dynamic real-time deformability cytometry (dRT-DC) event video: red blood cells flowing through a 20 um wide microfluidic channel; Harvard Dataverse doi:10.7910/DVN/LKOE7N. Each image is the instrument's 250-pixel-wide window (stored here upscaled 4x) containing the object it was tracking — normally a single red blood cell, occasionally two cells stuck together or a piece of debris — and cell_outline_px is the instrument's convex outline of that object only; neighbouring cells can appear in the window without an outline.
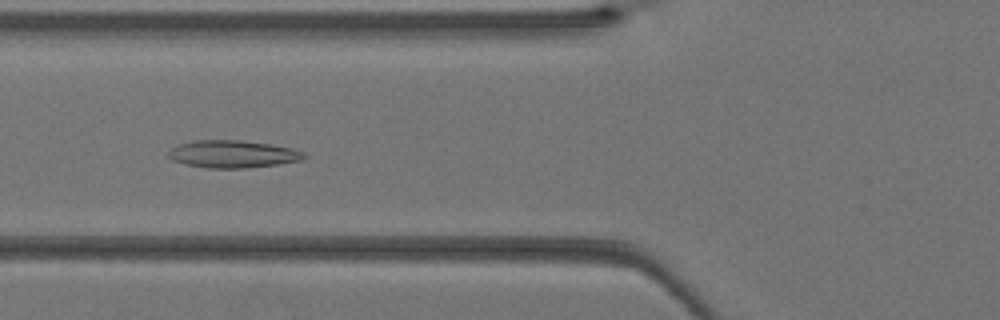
{"species": "Egyptian fruit bat (a non-hibernating species)", "species_latin": "Rousettus aegyptiacus", "temperature_condition": "warm", "stored_images_in_passage": 42, "segment_of_instrument_passage": [1, 2], "camera_frame_rate_fps": 3000, "um_per_image_px": 0.085, "animal": {"sex": "female"}, "frame": {"image": 1, "passage_image": 16, "time_ms": 5.0, "image_size_px": [1000, 320], "cell_outline_px": [[308, 156], [300, 160], [276, 164], [248, 168], [208, 168], [184, 164], [172, 160], [164, 156], [172, 148], [180, 144], [196, 140], [240, 140], [268, 144], [292, 148], [304, 152]], "centroid_in_image_um": [19.74, 13.1], "position_along_channel_um": 106.1, "area_um2": 21.68}}
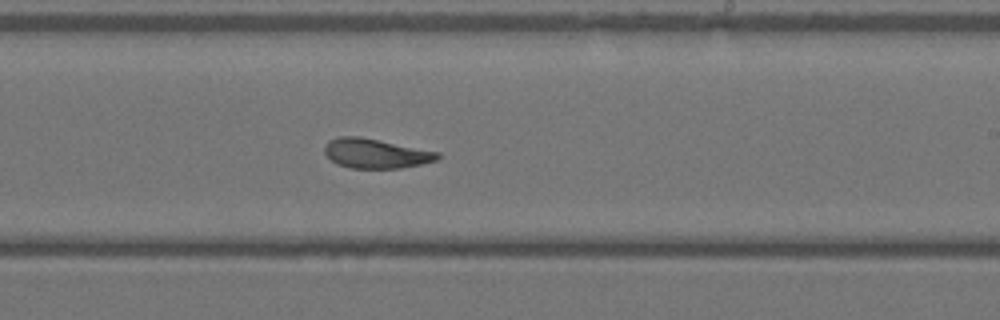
{"frame": {"image": 2, "passage_image": 25, "time_ms": 8.0, "image_size_px": [1000, 320], "cell_outline_px": [[440, 156], [436, 160], [420, 164], [400, 168], [352, 168], [336, 164], [324, 152], [324, 144], [328, 140], [340, 136], [360, 136], [440, 152]], "centroid_in_image_um": [31.91, 13.03], "position_along_channel_um": 257.1, "area_um2": 19.48}}
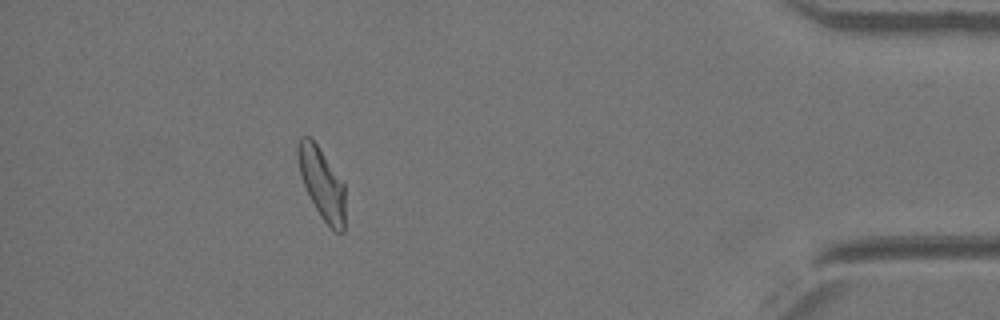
{"frame": {"image": 3, "passage_image": 37, "time_ms": 12.0, "image_size_px": [1000, 320], "cell_outline_px": [[344, 232], [336, 232], [320, 216], [300, 176], [296, 156], [296, 144], [300, 136], [308, 136], [316, 144], [344, 184]], "centroid_in_image_um": [27.32, 15.56], "position_along_channel_um": 407.9, "area_um2": 19.25}}